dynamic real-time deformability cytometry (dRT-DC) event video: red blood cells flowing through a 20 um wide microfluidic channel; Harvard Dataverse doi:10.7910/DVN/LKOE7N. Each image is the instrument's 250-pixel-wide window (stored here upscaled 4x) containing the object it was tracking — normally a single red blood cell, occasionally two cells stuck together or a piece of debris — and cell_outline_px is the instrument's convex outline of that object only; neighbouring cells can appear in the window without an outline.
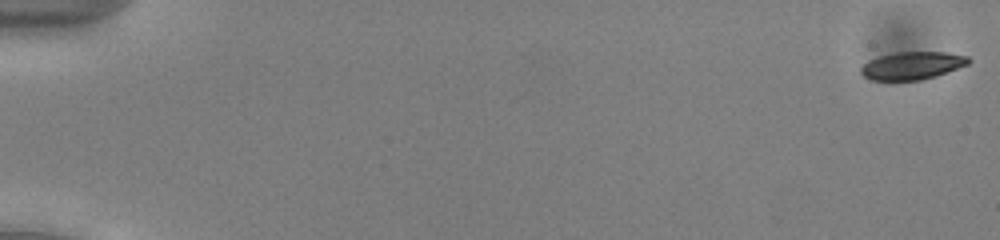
{"species": "common noctule bat (a hibernating species)", "species_latin": "Nyctalus noctula", "temperature_condition": "cold", "stored_images_in_passage": 53, "camera_frame_rate_fps": 3000, "um_per_image_px": 0.085, "animal": {"sex": "male", "body_mass_g": 13.0, "forearm_length_mm": 53.1}, "frame": {"image": 1, "passage_image": 1, "time_ms": 0.0, "image_size_px": [1000, 240], "cell_outline_px": [[972, 60], [968, 64], [936, 76], [920, 80], [872, 80], [864, 76], [860, 72], [860, 68], [868, 60], [880, 56], [896, 52], [944, 52], [968, 56]], "centroid_in_image_um": [77.54, 5.57], "position_along_channel_um": 7.5, "area_um2": 17.34}}
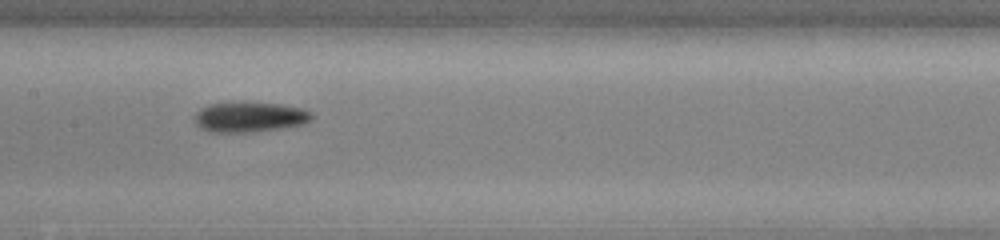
{"frame": {"image": 2, "passage_image": 28, "time_ms": 9.0, "image_size_px": [1000, 240], "cell_outline_px": [[312, 116], [304, 124], [280, 128], [252, 132], [212, 132], [200, 128], [196, 124], [196, 112], [200, 108], [208, 104], [244, 100], [280, 104], [300, 108], [312, 112]], "centroid_in_image_um": [21.18, 9.91], "position_along_channel_um": 186.2, "area_um2": 20.92}}
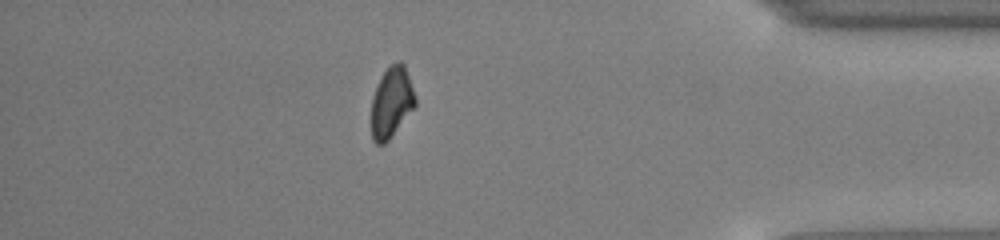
{"frame": {"image": 3, "passage_image": 47, "time_ms": 15.333, "image_size_px": [1000, 240], "cell_outline_px": [[416, 104], [388, 140], [384, 144], [376, 144], [372, 140], [372, 96], [388, 64], [400, 60], [404, 64], [416, 96]], "centroid_in_image_um": [33.28, 8.66], "position_along_channel_um": 401.9, "area_um2": 17.86}, "authors_computed_cell_mechanics": {"area_um2": 18.6694, "velocity_mm_per_s": 3.9397, "shape_relaxation_time_tau1_ms": 3.6905, "shape_relaxation_time_tau2_ms": null, "deformation_change_tau1": 0.0909, "deformation_change_tau2": null}}